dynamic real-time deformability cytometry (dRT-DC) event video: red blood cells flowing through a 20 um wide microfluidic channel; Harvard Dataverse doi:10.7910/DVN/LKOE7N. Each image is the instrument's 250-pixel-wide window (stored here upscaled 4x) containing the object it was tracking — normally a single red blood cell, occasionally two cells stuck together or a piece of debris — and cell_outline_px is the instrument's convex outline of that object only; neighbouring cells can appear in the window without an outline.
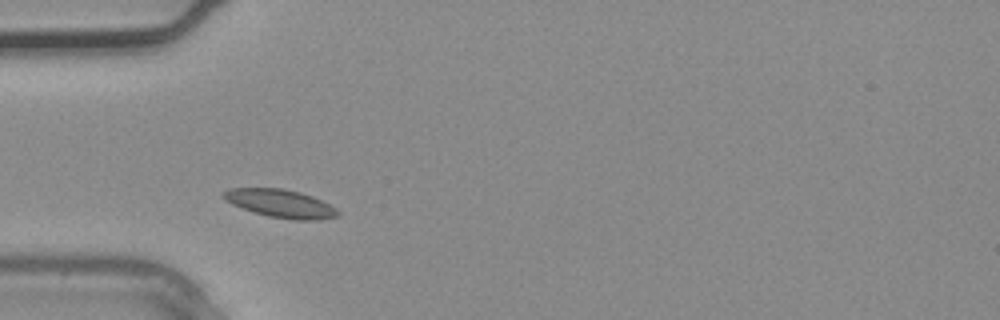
{"species": "common noctule bat (a hibernating species)", "species_latin": "Nyctalus noctula", "temperature_condition": "warm", "stored_images_in_passage": 3, "camera_frame_rate_fps": 3000, "um_per_image_px": 0.085, "animal": {"sex": "male", "body_mass_g": 20.4}, "frame": {"image": 1, "passage_image": 2, "time_ms": 0.333, "image_size_px": [1000, 320], "cell_outline_px": [[340, 212], [336, 216], [320, 220], [292, 220], [268, 216], [232, 204], [224, 200], [220, 196], [220, 192], [228, 188], [284, 188], [300, 192], [312, 196], [336, 208]], "centroid_in_image_um": [23.8, 17.28], "position_along_channel_um": 61.2, "area_um2": 18.79}}